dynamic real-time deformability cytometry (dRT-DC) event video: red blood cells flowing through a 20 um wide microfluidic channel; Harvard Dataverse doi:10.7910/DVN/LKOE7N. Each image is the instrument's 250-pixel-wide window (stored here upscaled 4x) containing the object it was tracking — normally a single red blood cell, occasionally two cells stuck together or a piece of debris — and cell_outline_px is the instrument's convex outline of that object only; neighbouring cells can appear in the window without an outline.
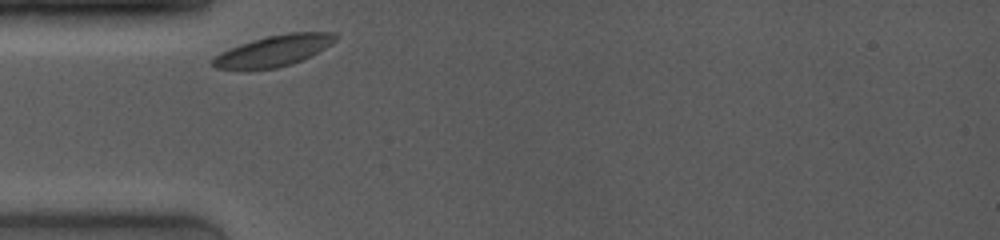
{"species": "common noctule bat (a hibernating species)", "species_latin": "Nyctalus noctula", "temperature_condition": "room temperature", "stored_images_in_passage": 22, "camera_frame_rate_fps": 4000, "um_per_image_px": 0.085, "animal": {"sex": "female", "body_mass_g": 19.0, "forearm_length_mm": 53.3}, "frame": {"image": 1, "passage_image": 1, "time_ms": 0.0, "image_size_px": [1000, 240], "cell_outline_px": [[340, 36], [332, 44], [292, 64], [276, 68], [216, 68], [212, 64], [212, 60], [220, 52], [240, 44], [252, 40], [268, 36], [288, 32], [336, 32]], "centroid_in_image_um": [23.32, 4.28], "position_along_channel_um": 61.7, "area_um2": 21.73}}
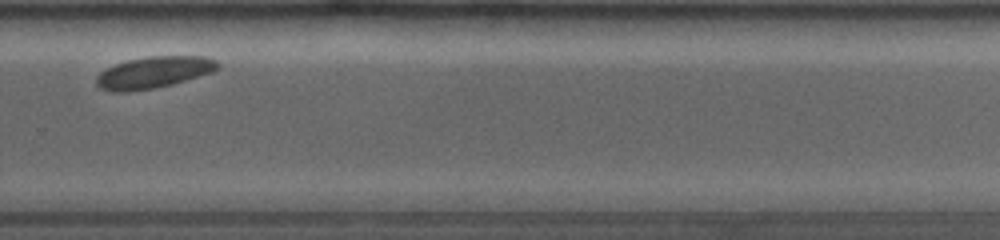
{"frame": {"image": 2, "passage_image": 17, "time_ms": 7.0, "image_size_px": [1000, 240], "cell_outline_px": [[220, 68], [212, 72], [172, 84], [152, 88], [128, 92], [112, 92], [100, 88], [96, 84], [96, 76], [100, 72], [116, 64], [128, 60], [148, 56], [204, 56], [216, 60], [220, 64]], "centroid_in_image_um": [13.07, 6.15], "position_along_channel_um": 316.7, "area_um2": 22.31}}
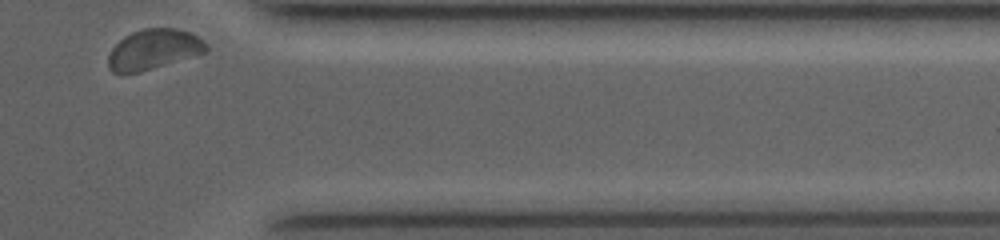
{"frame": {"image": 3, "passage_image": 22, "time_ms": 9.25, "image_size_px": [1000, 240], "cell_outline_px": [[208, 48], [204, 52], [140, 72], [112, 72], [108, 68], [108, 56], [112, 48], [124, 36], [132, 32], [144, 28], [176, 28], [192, 32], [204, 40]], "centroid_in_image_um": [13.05, 4.17], "position_along_channel_um": 398.4, "area_um2": 22.66}, "authors_computed_cell_mechanics": {"area_um2": 22.5131, "velocity_mm_per_s": 3.6713, "shape_relaxation_time_tau1_ms": 1.6271, "shape_relaxation_time_tau2_ms": null, "deformation_change_tau1": 0.0335, "deformation_change_tau2": null}}